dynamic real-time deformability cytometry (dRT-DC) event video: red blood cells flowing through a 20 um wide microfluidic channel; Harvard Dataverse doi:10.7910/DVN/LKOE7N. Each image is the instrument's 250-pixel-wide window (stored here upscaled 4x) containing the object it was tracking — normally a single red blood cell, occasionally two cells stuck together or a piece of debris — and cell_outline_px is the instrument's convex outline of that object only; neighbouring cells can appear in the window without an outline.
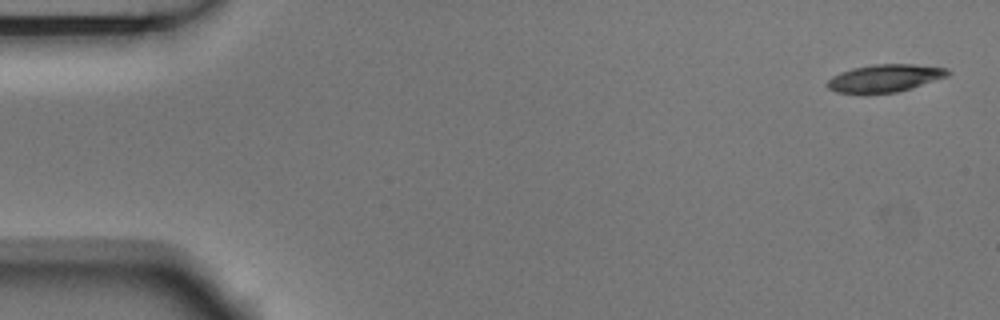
{"species": "Egyptian fruit bat (a non-hibernating species)", "species_latin": "Rousettus aegyptiacus", "temperature_condition": "room temperature", "stored_images_in_passage": 13, "camera_frame_rate_fps": 3000, "um_per_image_px": 0.085, "animal": {"sex": "male"}, "frame": {"image": 1, "passage_image": 1, "time_ms": 0.0, "image_size_px": [1000, 320], "cell_outline_px": [[952, 72], [948, 76], [896, 92], [836, 92], [828, 88], [824, 84], [832, 76], [840, 72], [852, 68], [872, 64], [916, 64], [948, 68]], "centroid_in_image_um": [75.21, 6.61], "position_along_channel_um": 9.8, "area_um2": 19.13}}
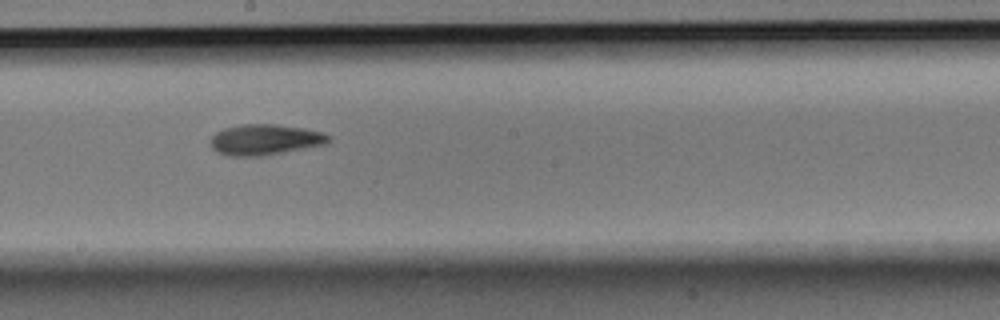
{"frame": {"image": 2, "passage_image": 8, "time_ms": 2.333, "image_size_px": [1000, 320], "cell_outline_px": [[332, 136], [328, 144], [260, 156], [228, 156], [216, 152], [212, 148], [208, 140], [216, 132], [224, 128], [240, 124], [276, 124], [304, 128], [320, 132]], "centroid_in_image_um": [22.5, 11.87], "position_along_channel_um": 225.7, "area_um2": 21.33}}
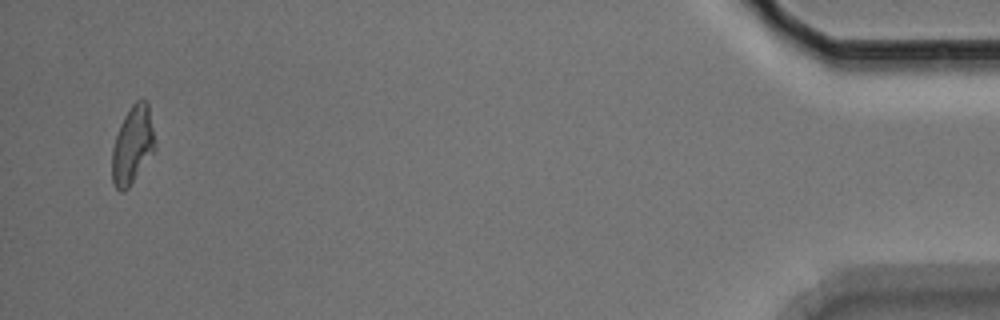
{"frame": {"image": 3, "passage_image": 13, "time_ms": 4.0, "image_size_px": [1000, 320], "cell_outline_px": [[156, 148], [128, 188], [124, 192], [120, 192], [112, 184], [112, 148], [120, 124], [124, 116], [132, 104], [136, 100], [144, 100], [148, 104]], "centroid_in_image_um": [11.24, 12.35], "position_along_channel_um": 424.0, "area_um2": 19.25}}